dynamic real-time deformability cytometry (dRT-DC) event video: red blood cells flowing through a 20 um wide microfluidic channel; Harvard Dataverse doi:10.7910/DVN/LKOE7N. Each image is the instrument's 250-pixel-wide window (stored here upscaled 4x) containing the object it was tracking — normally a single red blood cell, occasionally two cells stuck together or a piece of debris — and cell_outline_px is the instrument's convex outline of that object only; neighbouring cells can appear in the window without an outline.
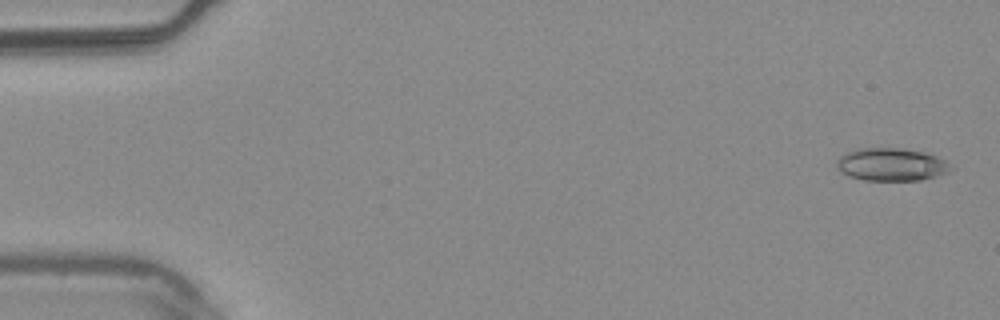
{"species": "common noctule bat (a hibernating species)", "species_latin": "Nyctalus noctula", "temperature_condition": "warm", "stored_images_in_passage": 9, "camera_frame_rate_fps": 3000, "um_per_image_px": 0.085, "animal": {"sex": "male", "body_mass_g": 20.4}, "frame": {"image": 1, "passage_image": 2, "time_ms": 0.333, "image_size_px": [1000, 320], "cell_outline_px": [[952, 168], [948, 172], [936, 176], [920, 180], [864, 180], [848, 176], [840, 172], [836, 164], [836, 160], [844, 152], [856, 148], [900, 148], [928, 152], [944, 160]], "centroid_in_image_um": [75.72, 13.97], "position_along_channel_um": 9.3, "area_um2": 21.96}}